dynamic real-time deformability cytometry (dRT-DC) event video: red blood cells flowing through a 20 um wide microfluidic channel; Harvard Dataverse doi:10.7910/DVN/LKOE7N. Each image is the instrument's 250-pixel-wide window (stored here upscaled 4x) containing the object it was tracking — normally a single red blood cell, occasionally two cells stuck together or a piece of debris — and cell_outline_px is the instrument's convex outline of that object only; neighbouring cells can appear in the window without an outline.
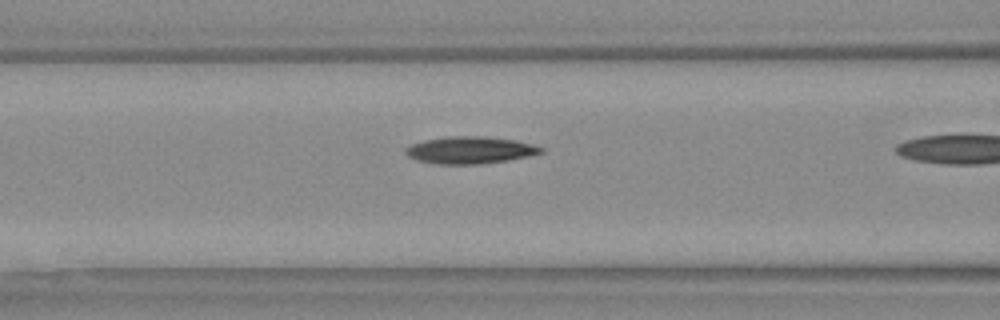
{"species": "Egyptian fruit bat (a non-hibernating species)", "species_latin": "Rousettus aegyptiacus", "temperature_condition": "warm", "stored_images_in_passage": 10, "camera_frame_rate_fps": 3000, "um_per_image_px": 0.085, "animal": {"sex": "female"}, "frame": {"image": 1, "passage_image": 9, "time_ms": 2.667, "image_size_px": [1000, 320], "cell_outline_px": [[544, 152], [528, 156], [508, 160], [480, 164], [436, 164], [416, 160], [408, 156], [404, 152], [404, 148], [408, 144], [424, 140], [444, 136], [484, 136], [516, 140], [532, 144], [544, 148]], "centroid_in_image_um": [39.91, 12.75], "position_along_channel_um": 126.7, "area_um2": 21.68}}